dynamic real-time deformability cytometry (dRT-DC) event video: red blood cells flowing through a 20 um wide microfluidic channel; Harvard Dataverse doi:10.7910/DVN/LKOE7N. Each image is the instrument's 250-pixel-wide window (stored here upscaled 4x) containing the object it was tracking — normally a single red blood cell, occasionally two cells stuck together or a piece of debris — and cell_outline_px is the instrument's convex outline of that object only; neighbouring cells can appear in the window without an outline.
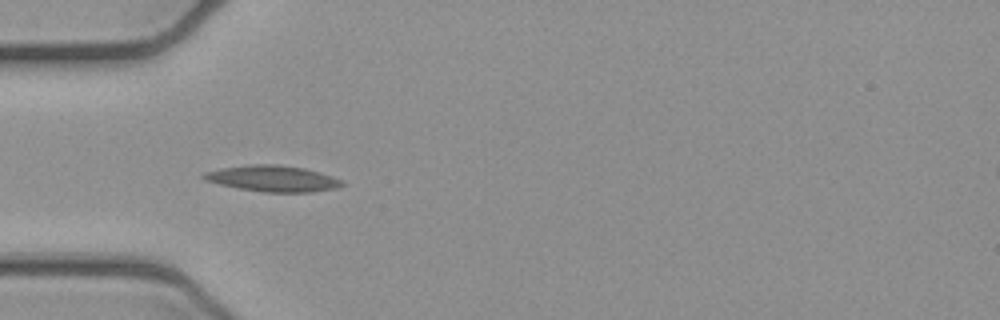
{"species": "common noctule bat (a hibernating species)", "species_latin": "Nyctalus noctula", "temperature_condition": "cold", "stored_images_in_passage": 4, "camera_frame_rate_fps": 3000, "um_per_image_px": 0.085, "animal": {"sex": "female", "body_mass_g": 21.9}, "frame": {"image": 1, "passage_image": 3, "time_ms": 0.667, "image_size_px": [1000, 320], "cell_outline_px": [[344, 184], [336, 188], [312, 192], [264, 192], [240, 188], [220, 184], [204, 180], [200, 176], [204, 172], [220, 168], [252, 164], [280, 164], [304, 168], [320, 172], [344, 180]], "centroid_in_image_um": [23.19, 15.17], "position_along_channel_um": 61.8, "area_um2": 21.1}}
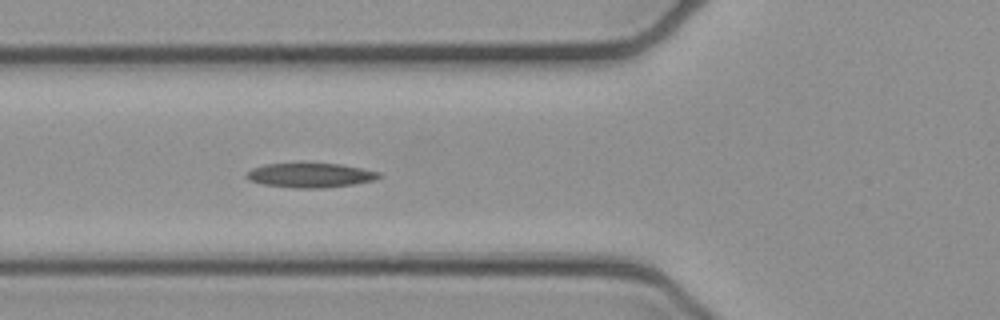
{"frame": {"image": 2, "passage_image": 4, "time_ms": 1.0, "image_size_px": [1000, 320], "cell_outline_px": [[380, 176], [372, 180], [352, 184], [320, 188], [296, 188], [264, 184], [248, 180], [244, 176], [252, 168], [264, 164], [340, 164], [380, 172]], "centroid_in_image_um": [26.32, 14.9], "position_along_channel_um": 99.5, "area_um2": 18.44}}